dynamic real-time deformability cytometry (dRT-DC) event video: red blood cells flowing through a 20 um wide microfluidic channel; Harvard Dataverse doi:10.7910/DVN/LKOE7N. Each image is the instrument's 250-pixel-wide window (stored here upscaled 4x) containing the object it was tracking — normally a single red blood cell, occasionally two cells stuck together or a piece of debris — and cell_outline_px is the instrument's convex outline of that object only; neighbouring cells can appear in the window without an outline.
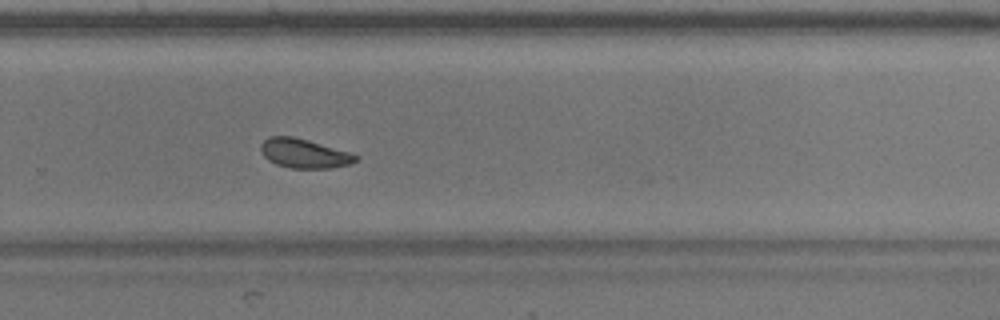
{"species": "common noctule bat (a hibernating species)", "species_latin": "Nyctalus noctula", "temperature_condition": "warm", "stored_images_in_passage": 34, "camera_frame_rate_fps": 3000, "um_per_image_px": 0.085, "animal": {"sex": "male", "body_mass_g": 17.9}, "frame": {"image": 1, "passage_image": 24, "time_ms": 7.667, "image_size_px": [1000, 320], "cell_outline_px": [[360, 160], [348, 164], [332, 168], [292, 168], [276, 164], [268, 160], [260, 152], [260, 144], [268, 136], [292, 136], [308, 140], [348, 152], [360, 156]], "centroid_in_image_um": [25.83, 13.04], "position_along_channel_um": 304.0, "area_um2": 16.18}, "authors_computed_cell_mechanics": {"area_um2": 16.5597, "velocity_mm_per_s": 3.6816, "shape_relaxation_time_tau1_ms": null, "shape_relaxation_time_tau2_ms": 3.2323, "deformation_change_tau1": null, "deformation_change_tau2": 0.0848}}